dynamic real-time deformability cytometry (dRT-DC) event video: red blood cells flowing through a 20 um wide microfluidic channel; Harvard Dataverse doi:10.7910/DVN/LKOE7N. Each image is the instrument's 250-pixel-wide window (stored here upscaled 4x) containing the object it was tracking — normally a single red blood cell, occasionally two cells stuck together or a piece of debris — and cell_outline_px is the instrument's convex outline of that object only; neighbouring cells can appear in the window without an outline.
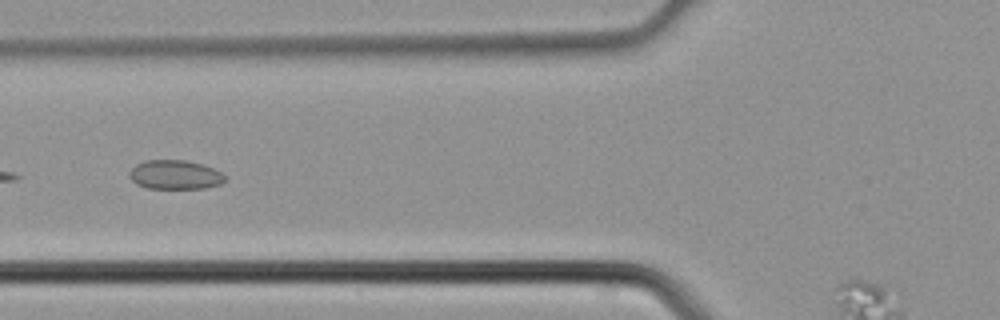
{"species": "common noctule bat (a hibernating species)", "species_latin": "Nyctalus noctula", "temperature_condition": "cold", "stored_images_in_passage": 3, "camera_frame_rate_fps": 3000, "um_per_image_px": 0.085, "animal": {"sex": "male", "body_mass_g": 21.5, "forearm_length_mm": 52.0}, "frame": {"image": 1, "passage_image": 3, "time_ms": 0.667, "image_size_px": [1000, 320], "cell_outline_px": [[228, 176], [220, 184], [204, 188], [148, 188], [136, 184], [128, 176], [132, 168], [136, 164], [144, 160], [188, 160], [204, 164]], "centroid_in_image_um": [14.88, 14.84], "position_along_channel_um": 110.9, "area_um2": 16.3}}